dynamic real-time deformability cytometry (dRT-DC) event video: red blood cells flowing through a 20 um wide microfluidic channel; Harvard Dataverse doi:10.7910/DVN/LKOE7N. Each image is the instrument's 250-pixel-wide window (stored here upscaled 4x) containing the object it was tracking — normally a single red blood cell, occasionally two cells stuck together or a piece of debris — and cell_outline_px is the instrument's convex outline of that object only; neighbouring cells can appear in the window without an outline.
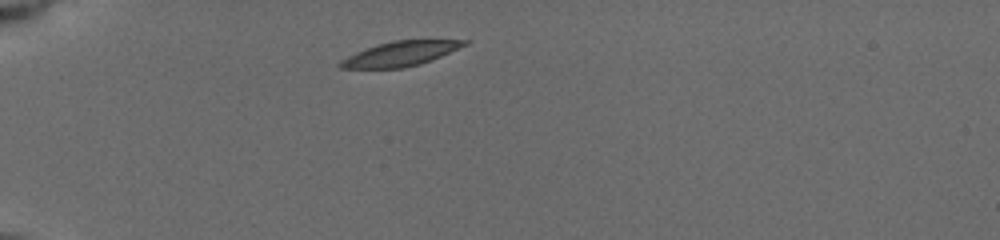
{"species": "common noctule bat (a hibernating species)", "species_latin": "Nyctalus noctula", "temperature_condition": "cold", "stored_images_in_passage": 22, "camera_frame_rate_fps": 3000, "um_per_image_px": 0.085, "animal": {"sex": "female", "body_mass_g": 19.5, "forearm_length_mm": 54.1}, "frame": {"image": 1, "passage_image": 1, "time_ms": 0.0, "image_size_px": [1000, 240], "cell_outline_px": [[472, 40], [468, 44], [440, 56], [420, 64], [404, 68], [340, 68], [336, 64], [340, 60], [356, 52], [376, 44], [392, 40]], "centroid_in_image_um": [34.01, 4.56], "position_along_channel_um": 51.0, "area_um2": 17.8}}
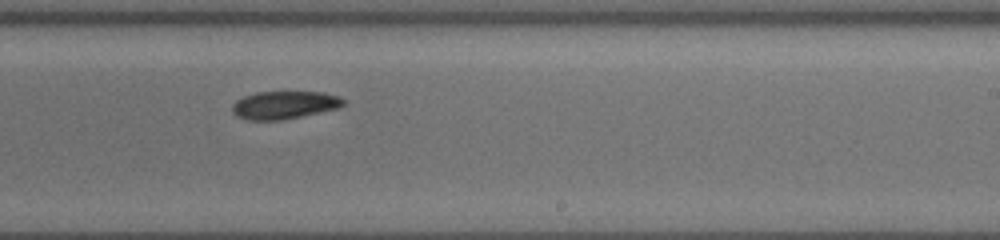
{"frame": {"image": 2, "passage_image": 13, "time_ms": 6.333, "image_size_px": [1000, 240], "cell_outline_px": [[344, 104], [340, 108], [280, 120], [248, 120], [236, 116], [232, 112], [232, 104], [236, 100], [244, 96], [256, 92], [324, 92], [340, 96], [344, 100]], "centroid_in_image_um": [24.16, 8.92], "position_along_channel_um": 264.8, "area_um2": 18.09}}
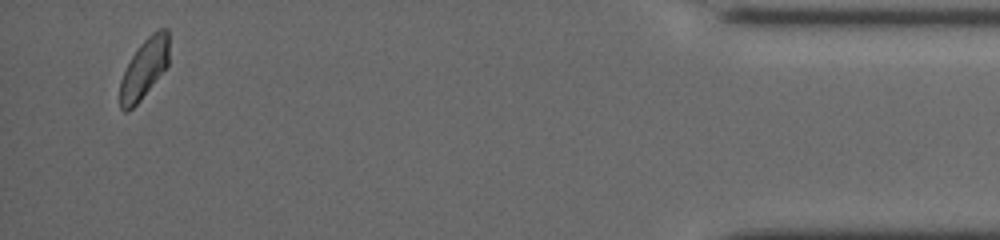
{"frame": {"image": 3, "passage_image": 22, "time_ms": 12.0, "image_size_px": [1000, 240], "cell_outline_px": [[168, 64], [140, 100], [128, 112], [124, 112], [120, 108], [120, 80], [136, 48], [156, 28], [168, 28]], "centroid_in_image_um": [12.25, 5.8], "position_along_channel_um": 423.0, "area_um2": 16.88}, "authors_computed_cell_mechanics": {"area_um2": 18.1781, "velocity_mm_per_s": 3.8683, "shape_relaxation_time_tau1_ms": 1.9562, "shape_relaxation_time_tau2_ms": 10.7956, "deformation_change_tau1": 0.0788, "deformation_change_tau2": 0.1571}}